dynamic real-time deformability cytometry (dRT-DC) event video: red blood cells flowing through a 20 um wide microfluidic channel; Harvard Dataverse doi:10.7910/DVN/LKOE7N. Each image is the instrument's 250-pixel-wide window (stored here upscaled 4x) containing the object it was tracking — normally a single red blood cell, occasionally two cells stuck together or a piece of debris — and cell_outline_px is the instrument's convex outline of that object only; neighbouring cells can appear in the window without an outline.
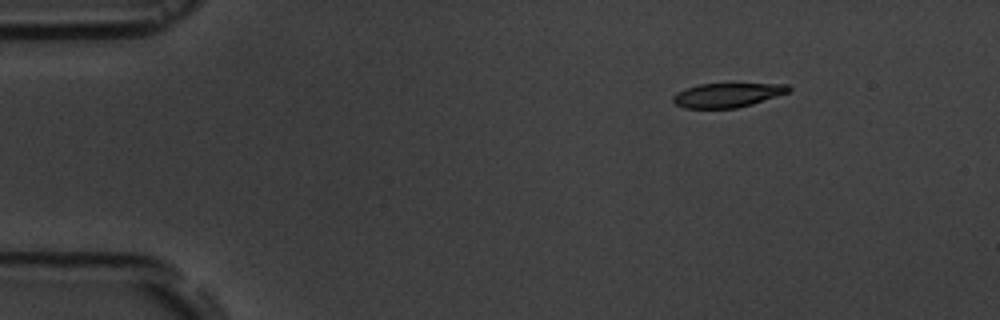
{"species": "common noctule bat (a hibernating species)", "species_latin": "Nyctalus noctula", "temperature_condition": "room temperature", "stored_images_in_passage": 10, "camera_frame_rate_fps": 3000, "um_per_image_px": 0.085, "animal": {"sex": "male", "body_mass_g": 19.5, "forearm_length_mm": 54.6}, "frame": {"image": 1, "passage_image": 1, "time_ms": 0.0, "image_size_px": [1000, 320], "cell_outline_px": [[792, 88], [788, 92], [752, 104], [736, 108], [684, 108], [676, 104], [672, 100], [672, 96], [676, 92], [700, 84], [788, 84]], "centroid_in_image_um": [61.8, 8.08], "position_along_channel_um": 23.2, "area_um2": 16.13}}
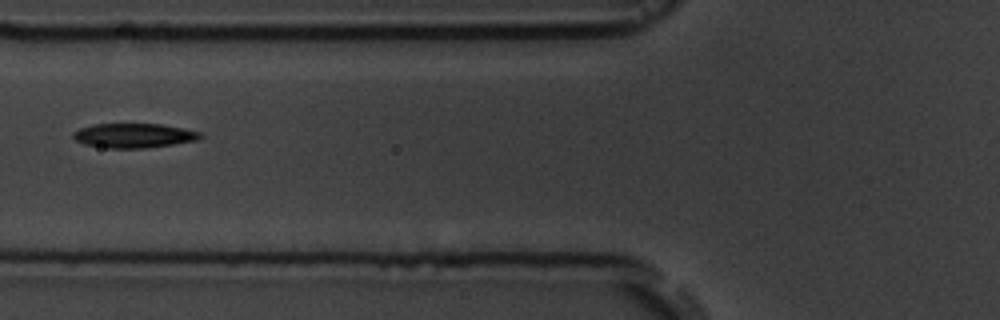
{"frame": {"image": 2, "passage_image": 5, "time_ms": 4.667, "image_size_px": [1000, 320], "cell_outline_px": [[204, 136], [196, 140], [172, 144], [144, 148], [108, 148], [84, 144], [76, 140], [72, 136], [72, 132], [80, 128], [96, 124], [160, 124], [184, 128], [200, 132]], "centroid_in_image_um": [11.37, 11.52], "position_along_channel_um": 114.4, "area_um2": 17.98}}
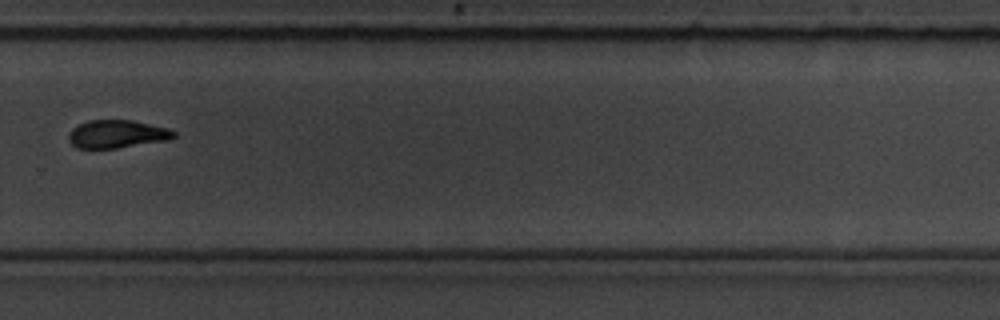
{"frame": {"image": 3, "passage_image": 10, "time_ms": 10.333, "image_size_px": [1000, 320], "cell_outline_px": [[176, 136], [168, 140], [116, 148], [76, 148], [68, 140], [68, 136], [72, 128], [76, 124], [88, 120], [132, 120], [168, 128], [176, 132]], "centroid_in_image_um": [9.92, 11.38], "position_along_channel_um": 319.9, "area_um2": 17.22}}